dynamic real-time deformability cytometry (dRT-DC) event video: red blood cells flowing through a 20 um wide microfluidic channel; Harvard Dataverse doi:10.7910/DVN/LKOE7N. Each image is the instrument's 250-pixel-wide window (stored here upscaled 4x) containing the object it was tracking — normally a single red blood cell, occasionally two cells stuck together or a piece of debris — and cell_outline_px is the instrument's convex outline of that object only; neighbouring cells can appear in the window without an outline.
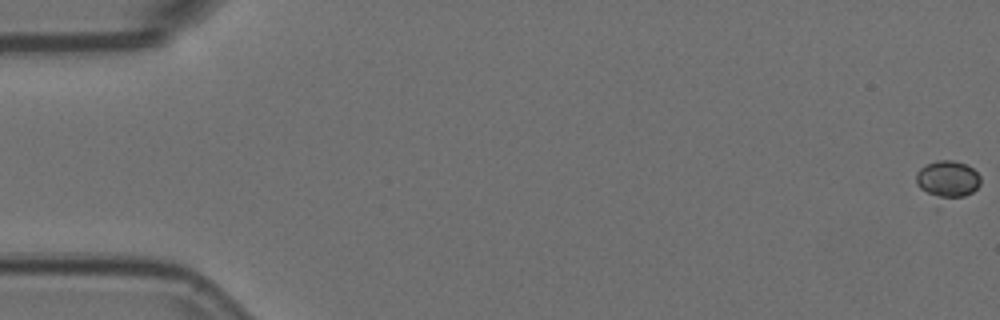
{"species": "Egyptian fruit bat (a non-hibernating species)", "species_latin": "Rousettus aegyptiacus", "temperature_condition": "room temperature", "stored_images_in_passage": 5, "camera_frame_rate_fps": 3000, "um_per_image_px": 0.085, "animal": {"sex": "female"}, "frame": {"image": 1, "passage_image": 1, "time_ms": 0.0, "image_size_px": [1000, 320], "cell_outline_px": [[980, 184], [972, 192], [964, 196], [940, 196], [928, 192], [920, 188], [916, 184], [916, 172], [920, 168], [936, 160], [952, 160], [964, 164], [972, 168], [980, 176]], "centroid_in_image_um": [80.55, 15.17], "position_along_channel_um": 4.5, "area_um2": 13.29}}
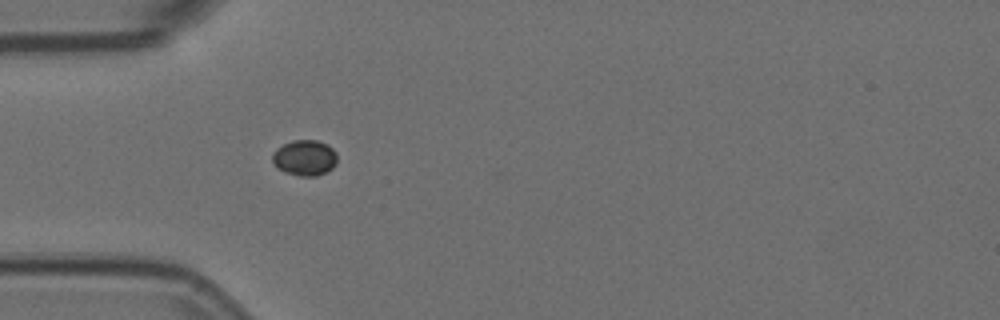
{"frame": {"image": 2, "passage_image": 5, "time_ms": 1.333, "image_size_px": [1000, 320], "cell_outline_px": [[336, 164], [332, 168], [316, 176], [300, 176], [284, 172], [272, 160], [272, 152], [276, 148], [292, 140], [316, 140], [328, 144], [336, 152]], "centroid_in_image_um": [25.9, 13.4], "position_along_channel_um": 59.1, "area_um2": 13.41}}